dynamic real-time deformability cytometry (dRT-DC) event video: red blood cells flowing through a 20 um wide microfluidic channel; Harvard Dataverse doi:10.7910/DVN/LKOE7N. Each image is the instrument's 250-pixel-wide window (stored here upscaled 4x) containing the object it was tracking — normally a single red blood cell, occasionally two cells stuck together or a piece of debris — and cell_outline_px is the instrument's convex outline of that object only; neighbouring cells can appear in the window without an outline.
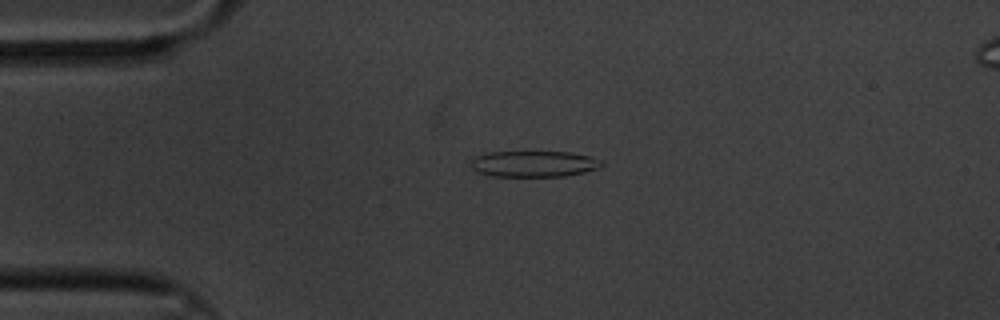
{"species": "common noctule bat (a hibernating species)", "species_latin": "Nyctalus noctula", "temperature_condition": "cold", "stored_images_in_passage": 60, "camera_frame_rate_fps": 3000, "um_per_image_px": 0.085, "animal": {"sex": "male", "body_mass_g": 20.1, "forearm_length_mm": 53.5}, "frame": {"image": 1, "passage_image": 14, "time_ms": 4.333, "image_size_px": [1000, 320], "cell_outline_px": [[604, 164], [600, 168], [584, 172], [564, 176], [492, 176], [480, 172], [472, 168], [472, 160], [476, 156], [488, 152], [572, 152], [604, 160]], "centroid_in_image_um": [45.44, 13.92], "position_along_channel_um": 39.6, "area_um2": 19.83}}
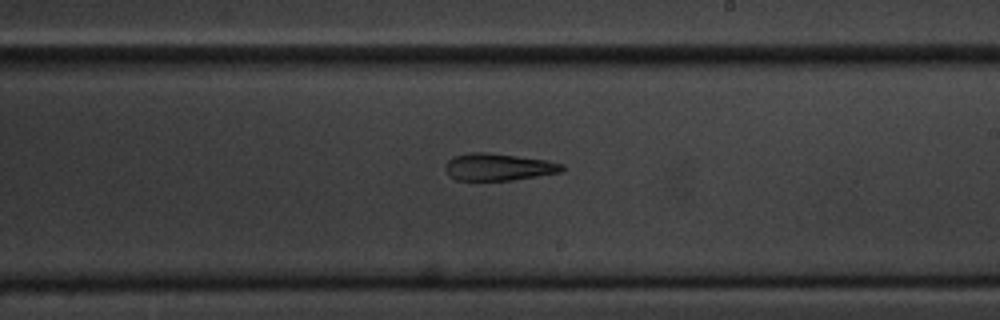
{"frame": {"image": 2, "passage_image": 35, "time_ms": 11.333, "image_size_px": [1000, 320], "cell_outline_px": [[564, 168], [560, 172], [512, 180], [456, 180], [444, 168], [448, 160], [452, 156], [472, 152], [488, 152], [548, 160], [564, 164]], "centroid_in_image_um": [42.36, 14.18], "position_along_channel_um": 246.6, "area_um2": 18.38}}
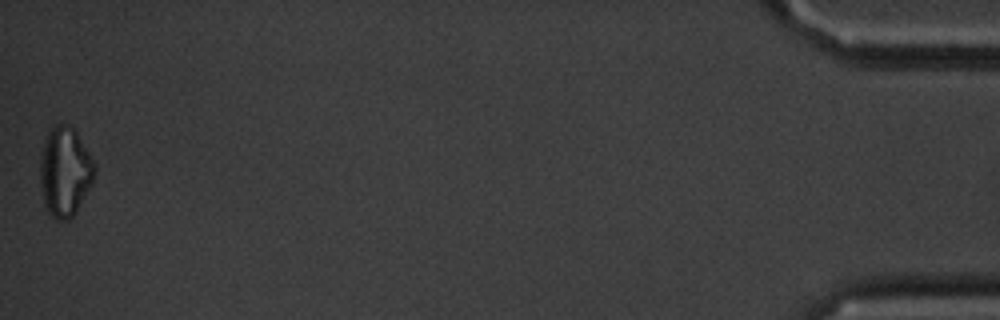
{"frame": {"image": 3, "passage_image": 60, "time_ms": 19.667, "image_size_px": [1000, 320], "cell_outline_px": [[96, 172], [92, 184], [76, 212], [68, 220], [56, 220], [48, 212], [44, 204], [40, 184], [40, 152], [44, 140], [48, 132], [56, 124], [68, 124], [76, 132], [96, 164]], "centroid_in_image_um": [5.51, 14.6], "position_along_channel_um": 429.7, "area_um2": 28.61}, "authors_computed_cell_mechanics": {"area_um2": 20.2878, "velocity_mm_per_s": 3.3253, "shape_relaxation_time_tau1_ms": 7.586, "shape_relaxation_time_tau2_ms": null, "deformation_change_tau1": 0.152, "deformation_change_tau2": null}}